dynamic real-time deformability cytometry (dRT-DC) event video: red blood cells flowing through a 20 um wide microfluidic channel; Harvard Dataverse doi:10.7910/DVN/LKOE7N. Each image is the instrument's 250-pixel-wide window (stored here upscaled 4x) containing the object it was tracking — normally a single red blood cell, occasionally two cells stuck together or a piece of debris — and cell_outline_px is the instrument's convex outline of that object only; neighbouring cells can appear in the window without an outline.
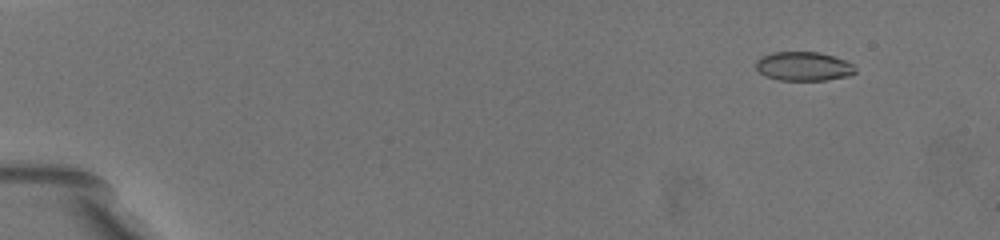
{"species": "common noctule bat (a hibernating species)", "species_latin": "Nyctalus noctula", "temperature_condition": "warm", "stored_images_in_passage": 32, "camera_frame_rate_fps": 3000, "um_per_image_px": 0.085, "animal": {"sex": "female", "body_mass_g": 19.5, "forearm_length_mm": 54.1}, "frame": {"image": 1, "passage_image": 9, "time_ms": 1.667, "image_size_px": [1000, 240], "cell_outline_px": [[856, 72], [848, 76], [824, 80], [780, 80], [764, 76], [756, 68], [756, 60], [760, 56], [772, 52], [816, 52], [832, 56], [844, 60], [852, 64], [856, 68]], "centroid_in_image_um": [68.27, 5.64], "position_along_channel_um": 16.7, "area_um2": 16.76}}
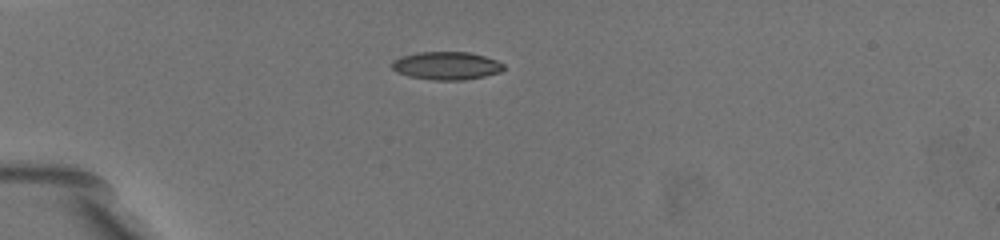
{"frame": {"image": 2, "passage_image": 28, "time_ms": 5.667, "image_size_px": [1000, 240], "cell_outline_px": [[504, 68], [500, 72], [484, 76], [464, 80], [432, 80], [408, 76], [396, 72], [392, 68], [392, 60], [400, 56], [416, 52], [468, 52], [484, 56], [496, 60], [504, 64]], "centroid_in_image_um": [37.91, 5.58], "position_along_channel_um": 47.1, "area_um2": 18.32}}